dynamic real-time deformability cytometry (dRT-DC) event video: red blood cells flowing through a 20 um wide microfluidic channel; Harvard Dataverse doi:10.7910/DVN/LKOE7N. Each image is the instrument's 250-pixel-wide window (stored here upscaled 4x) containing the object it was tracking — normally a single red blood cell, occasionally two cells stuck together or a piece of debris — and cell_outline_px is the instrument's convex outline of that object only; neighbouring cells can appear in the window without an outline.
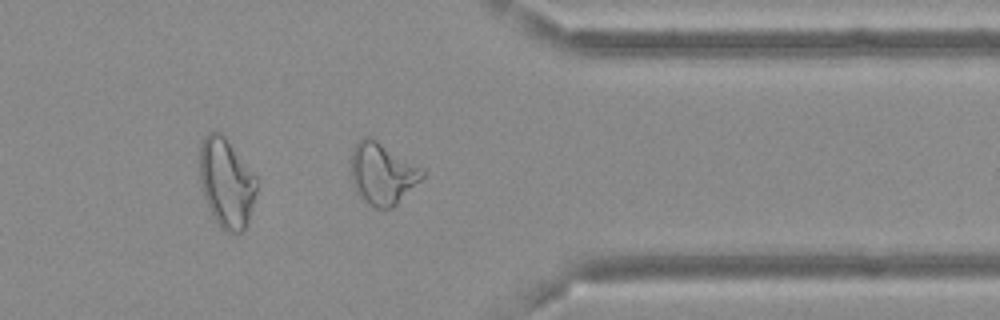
{"species": "Egyptian fruit bat (a non-hibernating species)", "species_latin": "Rousettus aegyptiacus", "temperature_condition": "cold", "stored_images_in_passage": 40, "camera_frame_rate_fps": 3000, "um_per_image_px": 0.085, "frame": {"image": 1, "passage_image": 29, "time_ms": 9.333, "image_size_px": [1000, 320], "cell_outline_px": [[424, 176], [392, 208], [376, 208], [368, 204], [356, 192], [352, 184], [352, 148], [364, 136], [368, 136], [376, 140], [424, 168]], "centroid_in_image_um": [32.5, 14.75], "position_along_channel_um": 378.9, "area_um2": 25.32}}
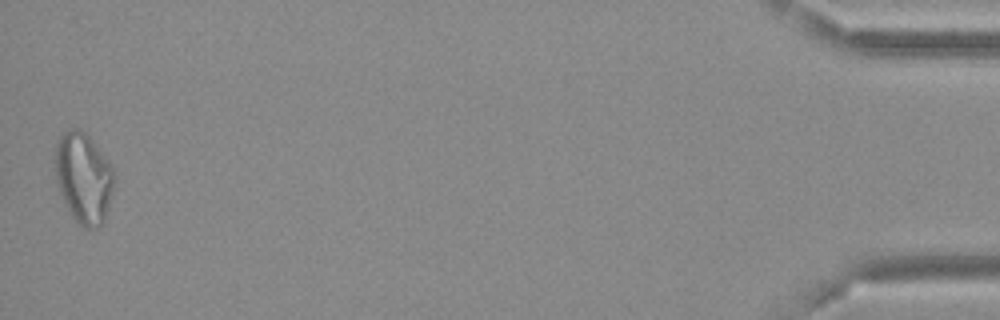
{"frame": {"image": 2, "passage_image": 40, "time_ms": 13.0, "image_size_px": [1000, 320], "cell_outline_px": [[112, 192], [104, 224], [100, 228], [84, 228], [72, 216], [56, 184], [56, 144], [60, 136], [68, 128], [80, 128], [88, 136], [112, 164]], "centroid_in_image_um": [7.1, 15.12], "position_along_channel_um": 428.1, "area_um2": 30.87}, "authors_computed_cell_mechanics": {"area_um2": 22.7732, "velocity_mm_per_s": 3.6801, "shape_relaxation_time_tau1_ms": null, "shape_relaxation_time_tau2_ms": 2.4393, "deformation_change_tau1": null, "deformation_change_tau2": 0.0847}}